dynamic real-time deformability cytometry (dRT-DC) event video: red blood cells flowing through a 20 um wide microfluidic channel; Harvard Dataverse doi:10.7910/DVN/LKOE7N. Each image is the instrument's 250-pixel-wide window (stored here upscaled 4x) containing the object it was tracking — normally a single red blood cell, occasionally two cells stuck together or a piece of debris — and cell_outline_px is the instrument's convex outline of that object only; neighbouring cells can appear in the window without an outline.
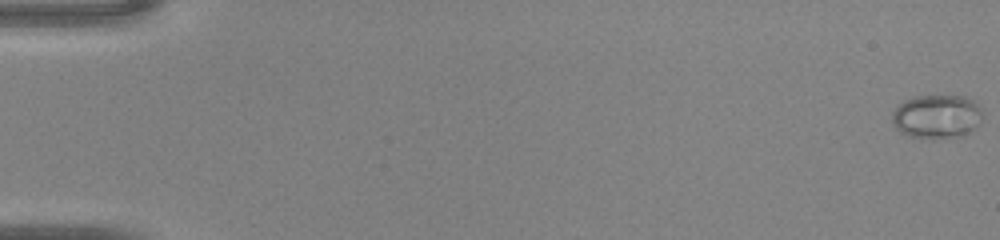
{"species": "common noctule bat (a hibernating species)", "species_latin": "Nyctalus noctula", "temperature_condition": "warm", "stored_images_in_passage": 47, "camera_frame_rate_fps": 3000, "um_per_image_px": 0.085, "animal": {"sex": "male", "body_mass_g": 20.0, "forearm_length_mm": 53.3}, "frame": {"image": 1, "passage_image": 1, "time_ms": 0.0, "image_size_px": [1000, 240], "cell_outline_px": [[984, 116], [976, 128], [972, 132], [964, 136], [932, 140], [924, 140], [908, 136], [900, 132], [892, 124], [892, 112], [904, 100], [916, 96], [964, 96], [972, 100], [984, 112]], "centroid_in_image_um": [79.65, 9.95], "position_along_channel_um": 5.4, "area_um2": 23.81}}
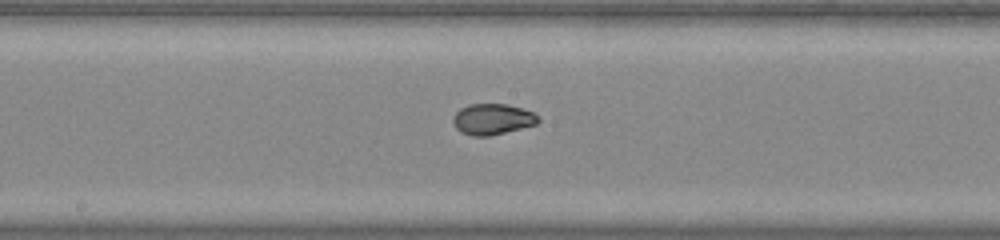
{"frame": {"image": 2, "passage_image": 26, "time_ms": 8.333, "image_size_px": [1000, 240], "cell_outline_px": [[540, 120], [536, 124], [488, 136], [472, 136], [460, 132], [456, 128], [452, 120], [452, 116], [460, 108], [468, 104], [508, 104], [532, 112], [540, 116]], "centroid_in_image_um": [41.83, 10.12], "position_along_channel_um": 206.4, "area_um2": 15.32}}
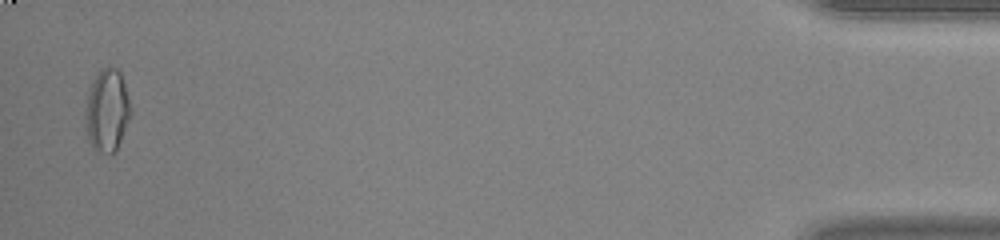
{"frame": {"image": 3, "passage_image": 46, "time_ms": 15.0, "image_size_px": [1000, 240], "cell_outline_px": [[132, 112], [116, 152], [104, 152], [96, 148], [88, 140], [84, 120], [84, 108], [88, 92], [100, 68], [116, 68], [120, 72], [124, 84]], "centroid_in_image_um": [9.09, 9.39], "position_along_channel_um": 426.1, "area_um2": 21.56}}